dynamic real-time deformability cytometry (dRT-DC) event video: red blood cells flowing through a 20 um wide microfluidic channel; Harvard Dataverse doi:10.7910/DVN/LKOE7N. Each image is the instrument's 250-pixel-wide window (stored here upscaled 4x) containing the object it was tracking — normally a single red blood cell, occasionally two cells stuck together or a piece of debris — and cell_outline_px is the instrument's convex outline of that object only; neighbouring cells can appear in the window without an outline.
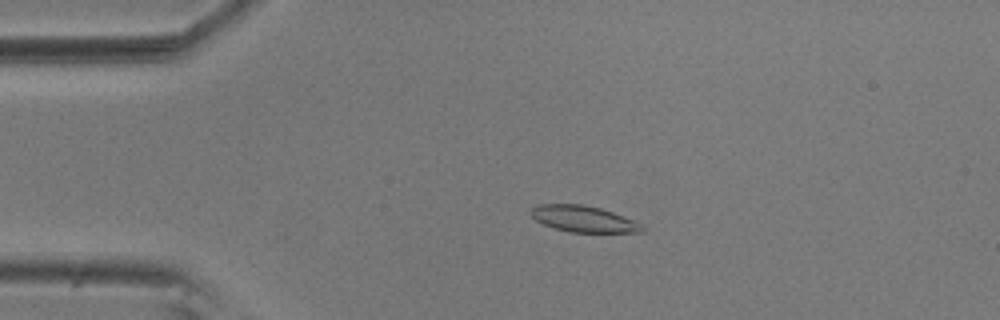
{"species": "common noctule bat (a hibernating species)", "species_latin": "Nyctalus noctula", "temperature_condition": "room temperature", "stored_images_in_passage": 56, "camera_frame_rate_fps": 3000, "um_per_image_px": 0.085, "animal": {"sex": "male", "body_mass_g": 20.5, "forearm_length_mm": 52.5}, "frame": {"image": 1, "passage_image": 12, "time_ms": 3.667, "image_size_px": [1000, 320], "cell_outline_px": [[644, 232], [568, 232], [544, 224], [536, 220], [528, 212], [536, 204], [580, 204], [600, 208], [612, 212], [632, 220], [640, 224], [644, 228]], "centroid_in_image_um": [49.55, 18.6], "position_along_channel_um": 35.5, "area_um2": 16.82}}
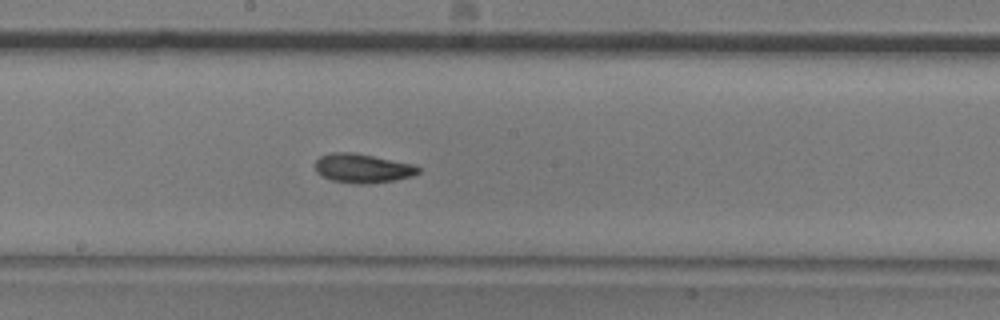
{"frame": {"image": 2, "passage_image": 30, "time_ms": 9.667, "image_size_px": [1000, 320], "cell_outline_px": [[420, 172], [412, 176], [396, 180], [368, 184], [356, 184], [332, 180], [316, 172], [316, 160], [320, 156], [332, 152], [352, 152], [412, 164], [420, 168]], "centroid_in_image_um": [30.82, 14.31], "position_along_channel_um": 217.4, "area_um2": 17.34}}
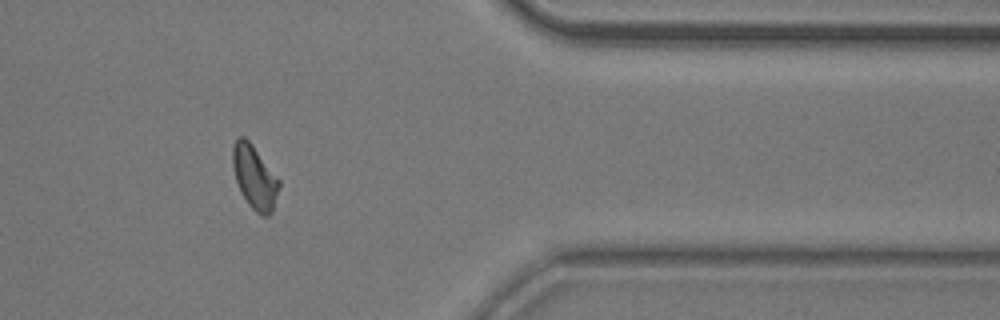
{"frame": {"image": 3, "passage_image": 46, "time_ms": 15.0, "image_size_px": [1000, 320], "cell_outline_px": [[280, 184], [272, 212], [268, 216], [264, 216], [256, 212], [248, 204], [236, 180], [232, 168], [232, 148], [236, 140], [240, 136], [244, 136], [252, 144], [280, 180]], "centroid_in_image_um": [21.64, 15.05], "position_along_channel_um": 389.8, "area_um2": 16.99}, "authors_computed_cell_mechanics": {"area_um2": 17.0221, "velocity_mm_per_s": 3.6251, "shape_relaxation_time_tau1_ms": 7.4234, "shape_relaxation_time_tau2_ms": 3.5094, "deformation_change_tau1": 0.1559, "deformation_change_tau2": 0.0798}}